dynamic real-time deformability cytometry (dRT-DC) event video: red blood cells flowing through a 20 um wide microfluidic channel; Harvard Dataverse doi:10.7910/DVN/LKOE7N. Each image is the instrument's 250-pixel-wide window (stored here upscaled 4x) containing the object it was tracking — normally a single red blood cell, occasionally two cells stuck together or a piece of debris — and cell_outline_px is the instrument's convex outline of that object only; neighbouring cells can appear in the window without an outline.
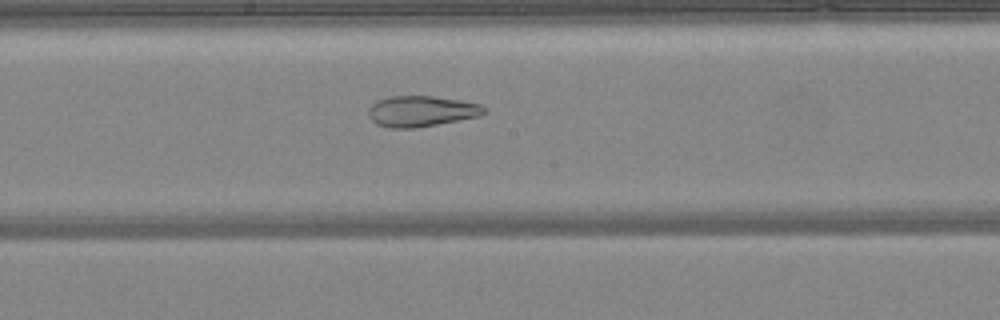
{"species": "common noctule bat (a hibernating species)", "species_latin": "Nyctalus noctula", "temperature_condition": "warm", "stored_images_in_passage": 48, "camera_frame_rate_fps": 3000, "um_per_image_px": 0.085, "animal": {"sex": "female", "body_mass_g": 24.6, "forearm_length_mm": 56.2}, "frame": {"image": 1, "passage_image": 26, "time_ms": 8.333, "image_size_px": [1000, 320], "cell_outline_px": [[488, 112], [480, 116], [460, 120], [416, 128], [388, 128], [376, 124], [368, 116], [368, 108], [376, 100], [388, 96], [432, 96], [460, 100], [480, 104]], "centroid_in_image_um": [35.79, 9.45], "position_along_channel_um": 212.4, "area_um2": 20.98}}
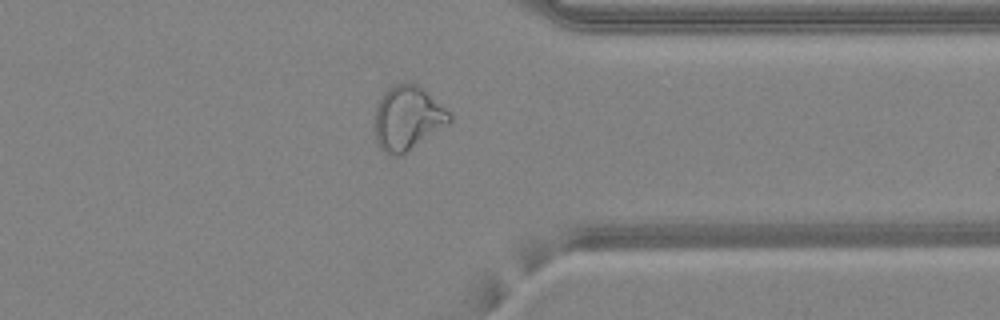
{"frame": {"image": 2, "passage_image": 38, "time_ms": 12.333, "image_size_px": [1000, 320], "cell_outline_px": [[452, 120], [448, 124], [400, 156], [388, 156], [376, 144], [376, 108], [384, 92], [388, 88], [404, 80], [416, 84], [444, 108], [452, 116]], "centroid_in_image_um": [34.62, 10.05], "position_along_channel_um": 376.8, "area_um2": 27.51}}
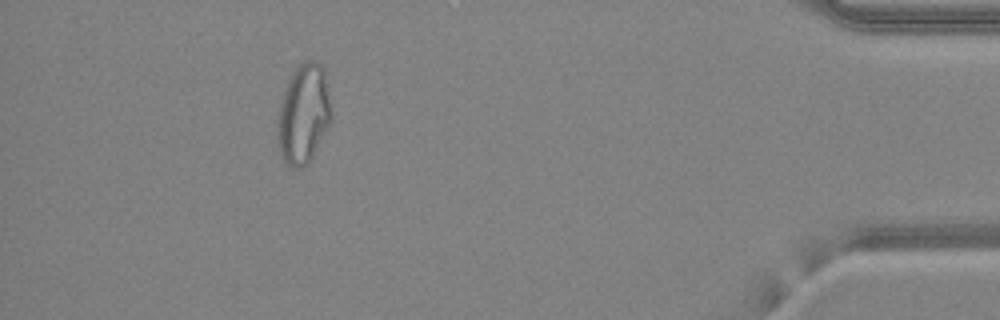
{"frame": {"image": 3, "passage_image": 44, "time_ms": 14.333, "image_size_px": [1000, 320], "cell_outline_px": [[332, 120], [328, 128], [308, 164], [304, 168], [292, 168], [280, 156], [276, 136], [276, 120], [284, 88], [292, 72], [304, 60], [316, 60], [324, 68], [332, 112]], "centroid_in_image_um": [25.78, 9.7], "position_along_channel_um": 409.4, "area_um2": 31.85}, "authors_computed_cell_mechanics": {"area_um2": 29.6803, "velocity_mm_per_s": 4.2478, "shape_relaxation_time_tau1_ms": null, "shape_relaxation_time_tau2_ms": 1.9594, "deformation_change_tau1": null, "deformation_change_tau2": 0.1065}}